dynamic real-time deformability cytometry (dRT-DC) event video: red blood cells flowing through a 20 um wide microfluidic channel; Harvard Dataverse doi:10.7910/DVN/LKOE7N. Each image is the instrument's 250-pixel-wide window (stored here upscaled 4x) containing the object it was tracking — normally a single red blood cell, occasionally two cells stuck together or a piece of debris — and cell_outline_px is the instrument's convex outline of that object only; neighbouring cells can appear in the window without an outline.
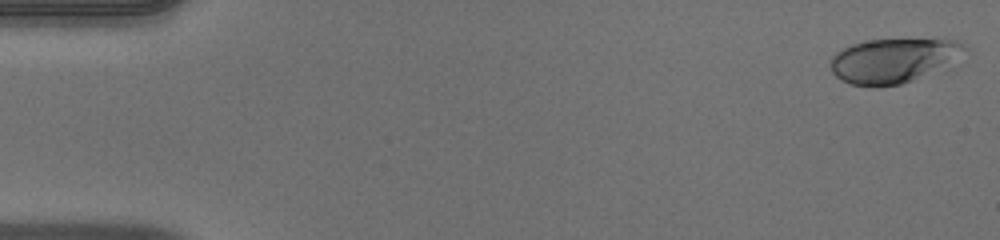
{"species": "human", "species_latin": "Homo sapiens", "temperature_condition": "warm", "stored_images_in_passage": 50, "camera_frame_rate_fps": 3000, "um_per_image_px": 0.085, "donor": {"sex": "male"}, "frame": {"image": 1, "passage_image": 1, "time_ms": 0.0, "image_size_px": [1000, 240], "cell_outline_px": [[964, 48], [944, 72], [900, 84], [876, 88], [852, 84], [836, 76], [832, 72], [832, 56], [836, 52], [852, 44], [864, 40], [956, 40]], "centroid_in_image_um": [75.94, 5.19], "position_along_channel_um": 9.1, "area_um2": 34.8}}
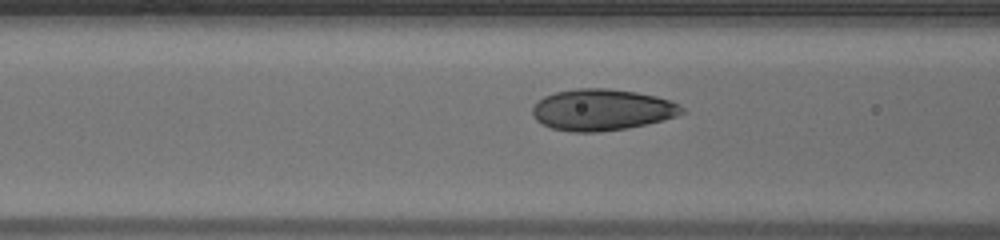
{"frame": {"image": 2, "passage_image": 20, "time_ms": 6.333, "image_size_px": [1000, 240], "cell_outline_px": [[688, 112], [676, 116], [628, 128], [600, 132], [572, 132], [552, 128], [536, 120], [532, 116], [532, 108], [544, 96], [556, 92], [576, 88], [608, 88], [636, 92], [656, 96], [680, 104]], "centroid_in_image_um": [51.18, 9.33], "position_along_channel_um": 115.4, "area_um2": 36.01}}
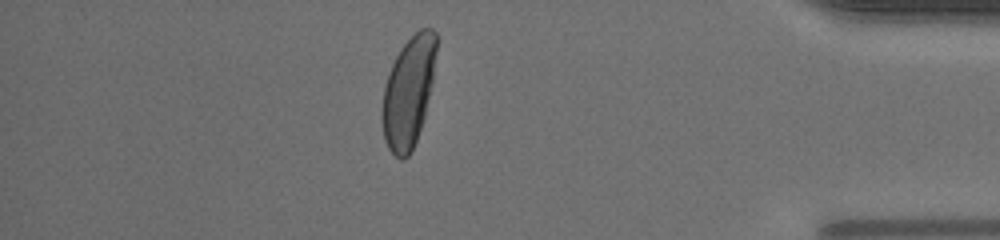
{"frame": {"image": 3, "passage_image": 44, "time_ms": 14.333, "image_size_px": [1000, 240], "cell_outline_px": [[436, 52], [432, 84], [424, 116], [416, 140], [408, 156], [404, 160], [400, 160], [388, 148], [384, 140], [380, 116], [380, 112], [384, 84], [388, 72], [400, 48], [420, 28], [432, 28], [436, 32]], "centroid_in_image_um": [34.69, 7.83], "position_along_channel_um": 400.5, "area_um2": 35.03}, "authors_computed_cell_mechanics": {"area_um2": 34.8823, "velocity_mm_per_s": 4.0345, "shape_relaxation_time_tau1_ms": 4.7029, "shape_relaxation_time_tau2_ms": null, "deformation_change_tau1": 0.1942, "deformation_change_tau2": null}}